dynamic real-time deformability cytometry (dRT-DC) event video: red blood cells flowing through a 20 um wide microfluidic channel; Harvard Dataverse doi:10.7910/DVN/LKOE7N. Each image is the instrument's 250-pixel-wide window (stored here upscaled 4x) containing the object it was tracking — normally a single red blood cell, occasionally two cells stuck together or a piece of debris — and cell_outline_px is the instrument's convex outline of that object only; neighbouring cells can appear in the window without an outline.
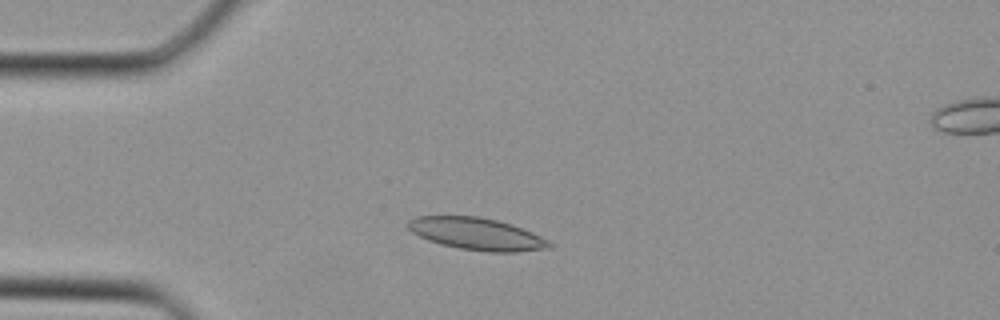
{"species": "Egyptian fruit bat (a non-hibernating species)", "species_latin": "Rousettus aegyptiacus", "temperature_condition": "cold", "stored_images_in_passage": 32, "camera_frame_rate_fps": 3000, "um_per_image_px": 0.085, "animal": {"sex": "female"}, "frame": {"image": 1, "passage_image": 5, "time_ms": 1.333, "image_size_px": [1000, 320], "cell_outline_px": [[552, 248], [516, 252], [488, 252], [460, 248], [440, 244], [428, 240], [412, 232], [408, 228], [408, 220], [420, 216], [480, 216], [512, 224], [532, 232], [548, 240], [552, 244]], "centroid_in_image_um": [40.55, 19.88], "position_along_channel_um": 44.5, "area_um2": 26.41}}
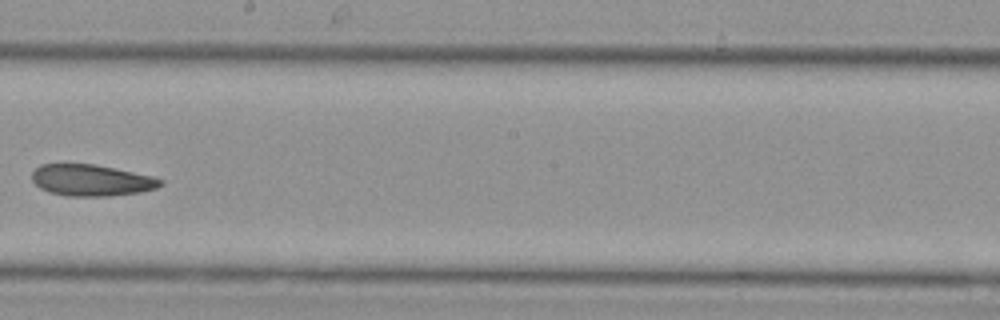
{"frame": {"image": 2, "passage_image": 17, "time_ms": 5.333, "image_size_px": [1000, 320], "cell_outline_px": [[164, 184], [156, 188], [140, 192], [108, 196], [64, 196], [48, 192], [40, 188], [32, 180], [32, 172], [40, 164], [92, 164], [152, 176], [164, 180]], "centroid_in_image_um": [7.75, 15.33], "position_along_channel_um": 240.5, "area_um2": 23.47}}
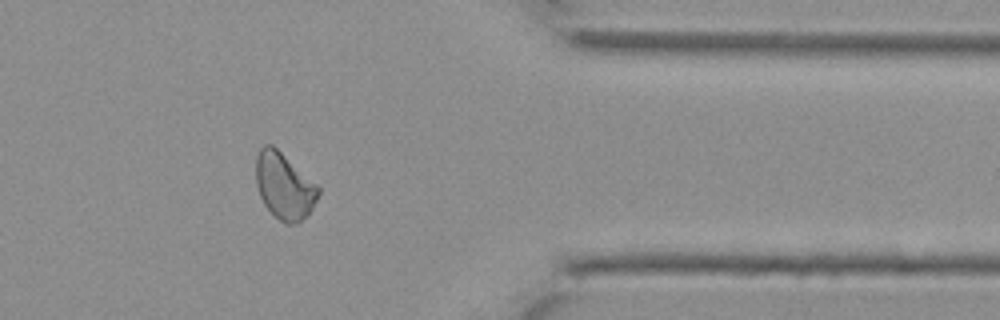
{"frame": {"image": 3, "passage_image": 26, "time_ms": 8.333, "image_size_px": [1000, 320], "cell_outline_px": [[320, 192], [312, 208], [296, 224], [288, 224], [280, 220], [264, 204], [260, 196], [256, 184], [256, 156], [260, 148], [264, 144], [272, 144], [316, 184], [320, 188]], "centroid_in_image_um": [24.13, 15.79], "position_along_channel_um": 387.3, "area_um2": 23.64}}